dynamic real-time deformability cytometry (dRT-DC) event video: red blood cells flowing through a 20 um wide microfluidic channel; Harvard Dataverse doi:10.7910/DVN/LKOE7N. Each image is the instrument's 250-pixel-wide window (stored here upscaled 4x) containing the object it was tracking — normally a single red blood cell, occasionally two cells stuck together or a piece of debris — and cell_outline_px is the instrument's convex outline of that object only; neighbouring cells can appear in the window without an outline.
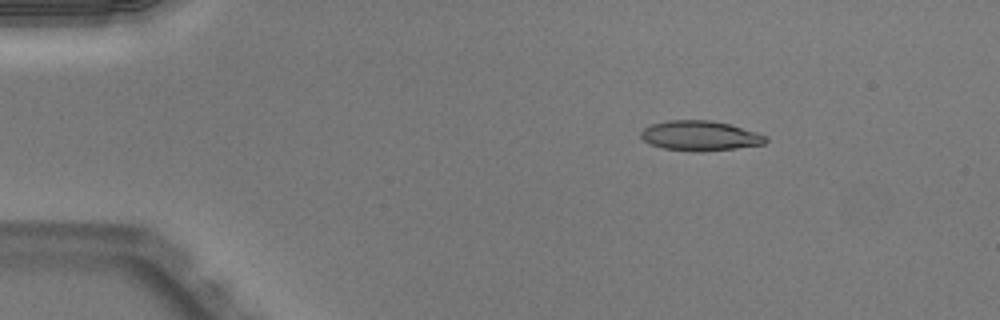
{"species": "Egyptian fruit bat (a non-hibernating species)", "species_latin": "Rousettus aegyptiacus", "temperature_condition": "warm", "stored_images_in_passage": 48, "camera_frame_rate_fps": 3000, "um_per_image_px": 0.085, "animal": {"sex": "male"}, "frame": {"image": 1, "passage_image": 6, "time_ms": 1.667, "image_size_px": [1000, 320], "cell_outline_px": [[768, 140], [764, 144], [736, 148], [700, 152], [664, 148], [652, 144], [644, 140], [640, 136], [640, 132], [644, 128], [652, 124], [668, 120], [712, 120], [728, 124], [756, 132], [768, 136]], "centroid_in_image_um": [59.52, 11.53], "position_along_channel_um": 25.5, "area_um2": 21.62}}
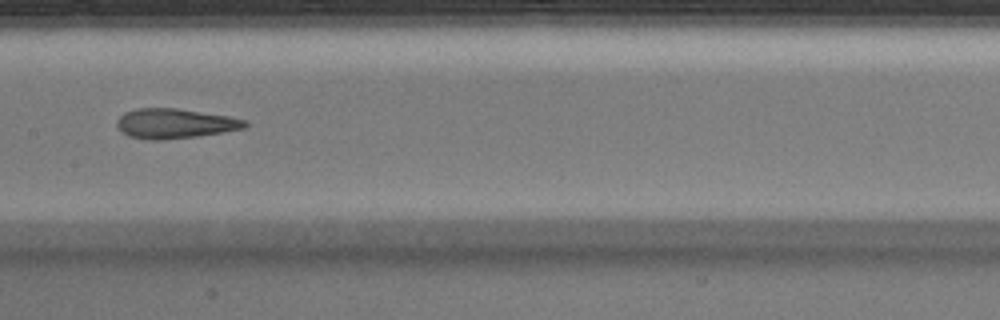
{"frame": {"image": 2, "passage_image": 24, "time_ms": 7.667, "image_size_px": [1000, 320], "cell_outline_px": [[248, 124], [244, 128], [224, 132], [196, 136], [160, 140], [152, 140], [128, 136], [116, 124], [116, 120], [124, 112], [136, 108], [176, 108], [228, 116], [248, 120]], "centroid_in_image_um": [14.87, 10.49], "position_along_channel_um": 192.5, "area_um2": 22.14}}
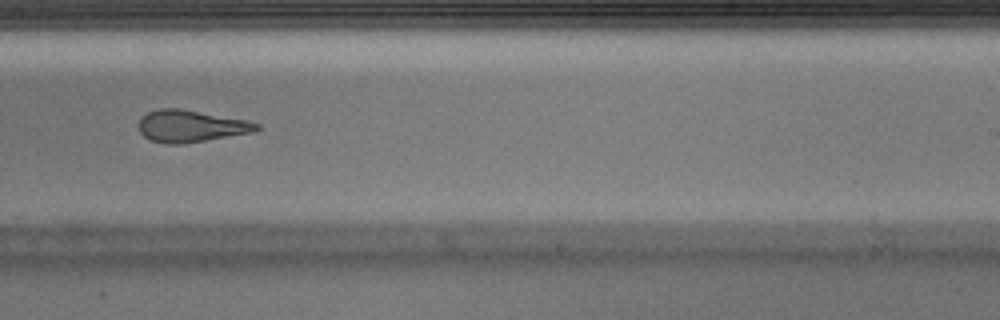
{"frame": {"image": 3, "passage_image": 30, "time_ms": 9.667, "image_size_px": [1000, 320], "cell_outline_px": [[260, 128], [252, 132], [180, 144], [168, 144], [152, 140], [144, 136], [140, 132], [136, 124], [140, 116], [148, 112], [160, 108], [176, 108], [248, 120], [260, 124]], "centroid_in_image_um": [16.16, 10.71], "position_along_channel_um": 272.8, "area_um2": 21.79}, "authors_computed_cell_mechanics": {"area_um2": 22.3397, "velocity_mm_per_s": 4.0213, "shape_relaxation_time_tau1_ms": null, "shape_relaxation_time_tau2_ms": 1.8001, "deformation_change_tau1": null, "deformation_change_tau2": 0.1217}}